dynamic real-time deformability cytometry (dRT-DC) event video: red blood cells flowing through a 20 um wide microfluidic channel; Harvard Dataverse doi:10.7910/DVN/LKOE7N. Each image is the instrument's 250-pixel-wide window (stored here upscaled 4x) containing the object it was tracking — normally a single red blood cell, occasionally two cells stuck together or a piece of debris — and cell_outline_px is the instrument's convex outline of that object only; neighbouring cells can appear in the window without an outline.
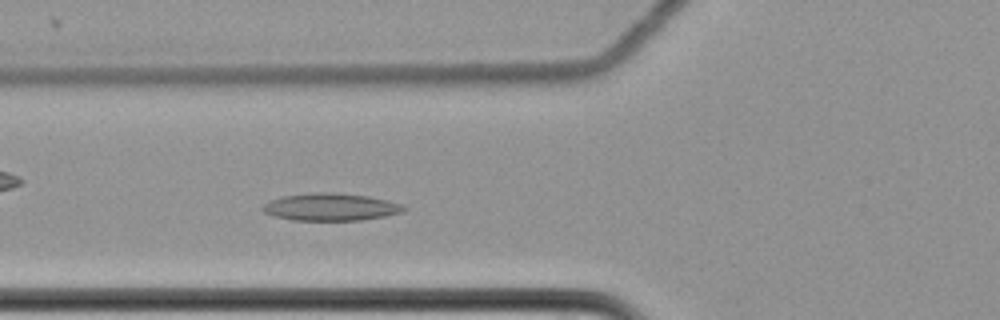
{"species": "common noctule bat (a hibernating species)", "species_latin": "Nyctalus noctula", "temperature_condition": "cold", "stored_images_in_passage": 54, "camera_frame_rate_fps": 3000, "um_per_image_px": 0.085, "animal": {"sex": "female", "body_mass_g": 22.7, "forearm_length_mm": 54.2}, "frame": {"image": 1, "passage_image": 17, "time_ms": 5.333, "image_size_px": [1000, 320], "cell_outline_px": [[408, 208], [400, 212], [384, 216], [360, 220], [292, 220], [276, 216], [264, 212], [260, 208], [268, 200], [284, 196], [316, 192], [328, 192], [368, 196], [388, 200], [400, 204]], "centroid_in_image_um": [28.08, 17.59], "position_along_channel_um": 97.7, "area_um2": 22.31}}
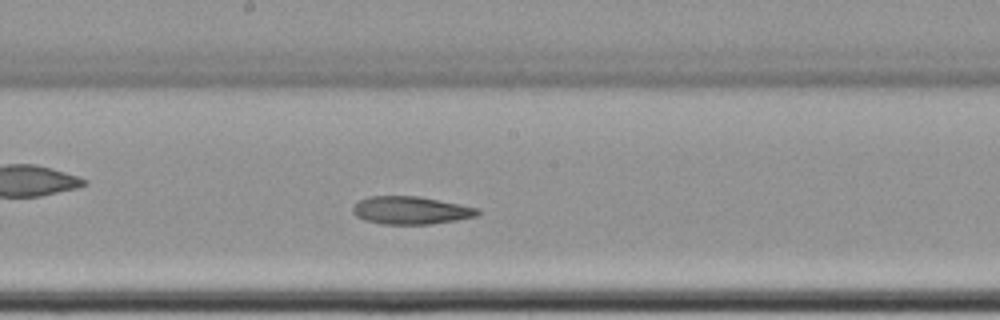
{"frame": {"image": 2, "passage_image": 27, "time_ms": 8.667, "image_size_px": [1000, 320], "cell_outline_px": [[480, 212], [476, 216], [456, 220], [432, 224], [380, 224], [364, 220], [356, 216], [352, 212], [352, 204], [368, 196], [416, 196], [480, 208]], "centroid_in_image_um": [34.87, 17.88], "position_along_channel_um": 213.3, "area_um2": 20.29}}
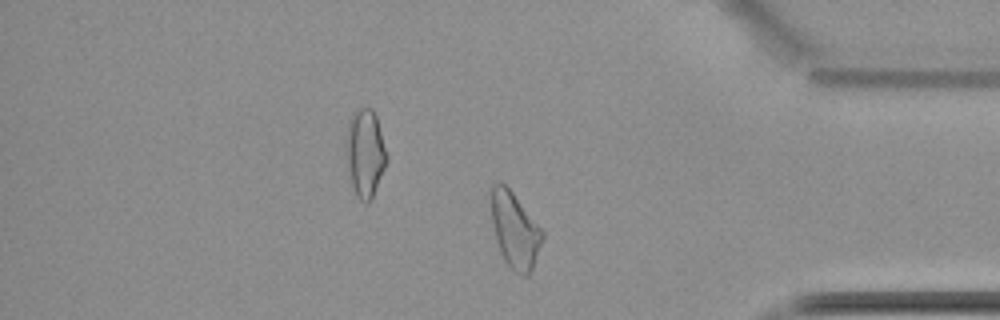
{"frame": {"image": 3, "passage_image": 44, "time_ms": 14.333, "image_size_px": [1000, 320], "cell_outline_px": [[544, 236], [532, 268], [528, 276], [520, 276], [504, 260], [500, 252], [496, 240], [492, 220], [492, 184], [500, 180], [512, 192], [544, 232]], "centroid_in_image_um": [43.76, 19.57], "position_along_channel_um": 391.4, "area_um2": 22.14}}